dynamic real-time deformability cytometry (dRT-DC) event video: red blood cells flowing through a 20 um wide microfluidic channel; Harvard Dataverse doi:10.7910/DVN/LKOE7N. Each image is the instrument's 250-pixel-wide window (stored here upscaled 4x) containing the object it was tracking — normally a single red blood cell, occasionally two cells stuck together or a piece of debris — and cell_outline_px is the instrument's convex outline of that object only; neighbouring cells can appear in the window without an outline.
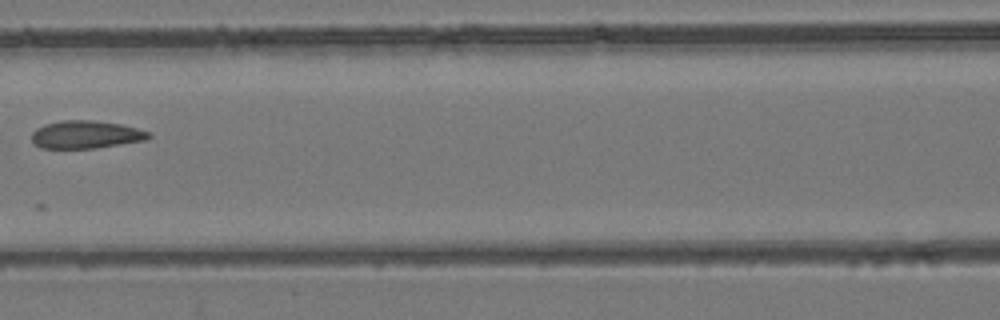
{"species": "common noctule bat (a hibernating species)", "species_latin": "Nyctalus noctula", "temperature_condition": "room temperature", "stored_images_in_passage": 9, "camera_frame_rate_fps": 3000, "um_per_image_px": 0.085, "animal": {"sex": "female", "body_mass_g": 24.6, "forearm_length_mm": 56.2}, "frame": {"image": 1, "passage_image": 7, "time_ms": 7.667, "image_size_px": [1000, 320], "cell_outline_px": [[152, 136], [148, 140], [92, 148], [40, 148], [32, 140], [32, 132], [36, 128], [44, 124], [60, 120], [92, 120], [120, 124], [152, 132]], "centroid_in_image_um": [7.31, 11.43], "position_along_channel_um": 159.3, "area_um2": 19.02}}
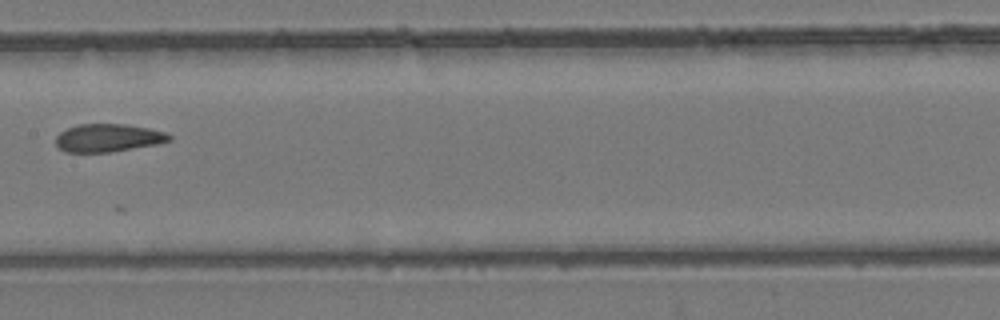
{"frame": {"image": 2, "passage_image": 8, "time_ms": 8.667, "image_size_px": [1000, 320], "cell_outline_px": [[172, 140], [156, 144], [108, 152], [64, 152], [56, 144], [56, 136], [60, 132], [76, 124], [124, 124], [148, 128], [164, 132], [172, 136]], "centroid_in_image_um": [9.17, 11.71], "position_along_channel_um": 198.2, "area_um2": 18.32}}